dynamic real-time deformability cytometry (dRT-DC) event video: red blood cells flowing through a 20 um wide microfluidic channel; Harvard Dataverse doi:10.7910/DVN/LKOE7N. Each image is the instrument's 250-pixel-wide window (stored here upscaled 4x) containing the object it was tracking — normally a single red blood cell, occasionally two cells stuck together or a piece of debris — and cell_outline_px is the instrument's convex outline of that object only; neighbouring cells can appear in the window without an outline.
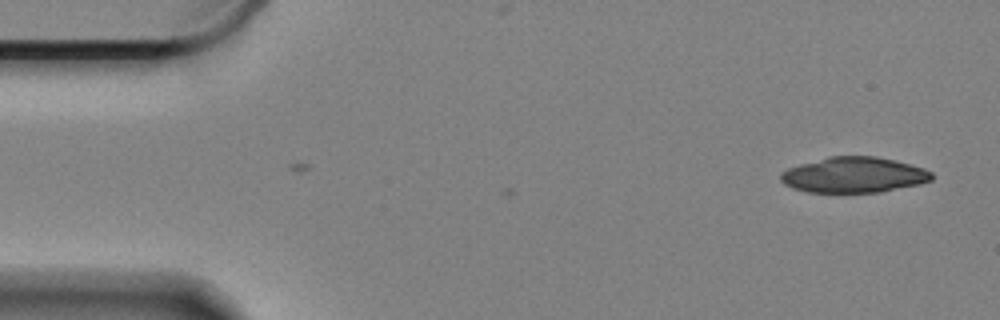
{"species": "Egyptian fruit bat (a non-hibernating species)", "species_latin": "Rousettus aegyptiacus", "temperature_condition": "cold", "stored_images_in_passage": 3, "camera_frame_rate_fps": 3000, "um_per_image_px": 0.085, "animal": {"sex": "female"}, "frame": {"image": 1, "passage_image": 3, "time_ms": 0.667, "image_size_px": [1000, 320], "cell_outline_px": [[932, 180], [920, 184], [880, 192], [808, 192], [792, 188], [784, 184], [780, 180], [780, 172], [788, 168], [800, 164], [828, 156], [876, 156], [924, 168], [932, 172]], "centroid_in_image_um": [72.55, 14.87], "position_along_channel_um": 12.4, "area_um2": 31.27}}